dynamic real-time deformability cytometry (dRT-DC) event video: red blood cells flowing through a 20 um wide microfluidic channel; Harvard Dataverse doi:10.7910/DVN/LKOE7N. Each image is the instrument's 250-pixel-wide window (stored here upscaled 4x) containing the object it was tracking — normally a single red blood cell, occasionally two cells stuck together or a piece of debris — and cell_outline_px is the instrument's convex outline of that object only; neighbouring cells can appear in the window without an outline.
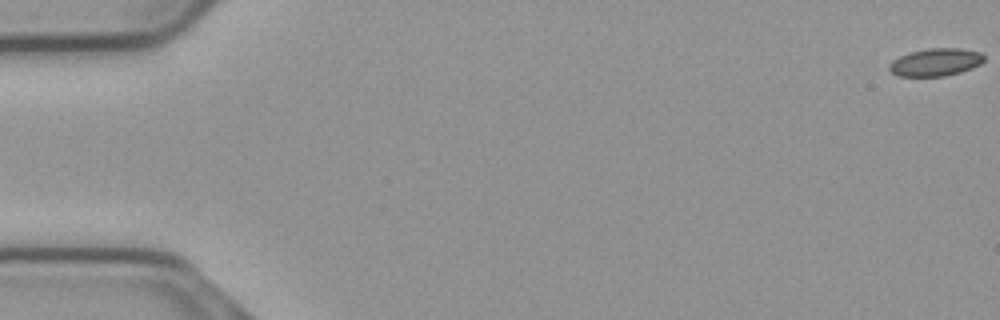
{"species": "common noctule bat (a hibernating species)", "species_latin": "Nyctalus noctula", "temperature_condition": "cold", "stored_images_in_passage": 56, "camera_frame_rate_fps": 3000, "um_per_image_px": 0.085, "animal": {"sex": "male", "body_mass_g": 23.1, "forearm_length_mm": 52.7}, "frame": {"image": 1, "passage_image": 1, "time_ms": 0.0, "image_size_px": [1000, 320], "cell_outline_px": [[984, 60], [980, 64], [972, 68], [960, 72], [944, 76], [900, 76], [892, 72], [888, 68], [888, 64], [892, 60], [900, 56], [912, 52], [928, 48], [960, 48], [980, 52], [984, 56]], "centroid_in_image_um": [79.53, 5.28], "position_along_channel_um": 5.5, "area_um2": 15.2}}
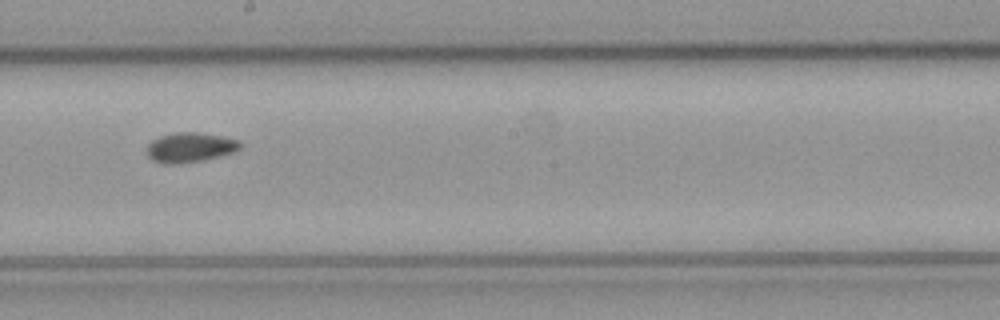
{"frame": {"image": 2, "passage_image": 32, "time_ms": 10.333, "image_size_px": [1000, 320], "cell_outline_px": [[240, 148], [232, 152], [200, 160], [180, 164], [164, 164], [152, 160], [148, 156], [148, 144], [152, 140], [160, 136], [172, 132], [196, 132], [220, 136], [240, 140]], "centroid_in_image_um": [16.1, 12.52], "position_along_channel_um": 232.1, "area_um2": 15.95}}
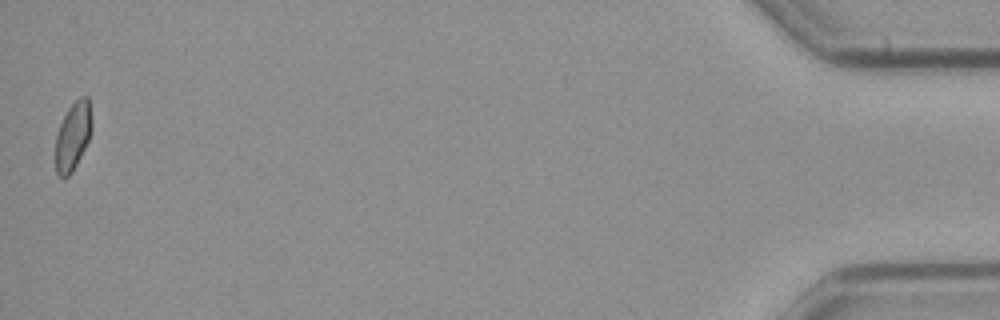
{"frame": {"image": 3, "passage_image": 56, "time_ms": 18.333, "image_size_px": [1000, 320], "cell_outline_px": [[92, 128], [88, 140], [72, 172], [64, 180], [56, 172], [56, 136], [60, 124], [68, 108], [80, 96], [88, 96], [92, 120]], "centroid_in_image_um": [6.2, 11.56], "position_along_channel_um": 429.0, "area_um2": 14.28}, "authors_computed_cell_mechanics": {"area_um2": 15.4037, "velocity_mm_per_s": 3.7158, "shape_relaxation_time_tau1_ms": null, "shape_relaxation_time_tau2_ms": 3.9733, "deformation_change_tau1": null, "deformation_change_tau2": 0.0603}}